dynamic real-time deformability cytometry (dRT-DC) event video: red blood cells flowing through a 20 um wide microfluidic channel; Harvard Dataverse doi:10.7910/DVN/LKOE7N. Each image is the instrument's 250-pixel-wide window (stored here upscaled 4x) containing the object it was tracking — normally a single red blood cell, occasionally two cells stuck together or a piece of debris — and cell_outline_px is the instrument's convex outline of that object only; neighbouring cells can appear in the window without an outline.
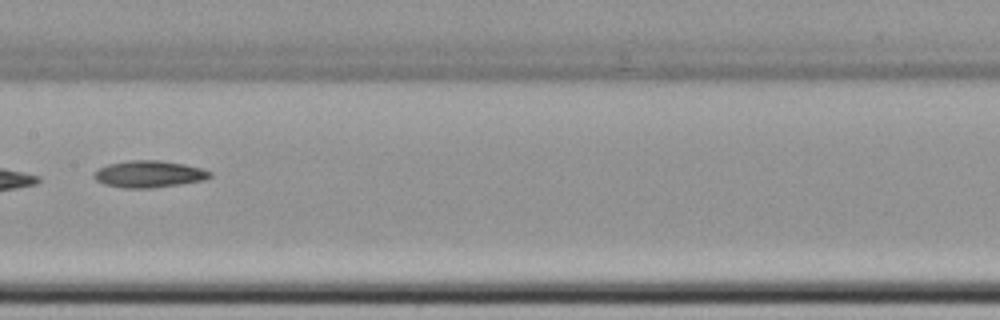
{"species": "common noctule bat (a hibernating species)", "species_latin": "Nyctalus noctula", "temperature_condition": "cold", "stored_images_in_passage": 9, "camera_frame_rate_fps": 3000, "um_per_image_px": 0.085, "animal": {"sex": "female", "body_mass_g": 22.7, "forearm_length_mm": 54.2}, "frame": {"image": 1, "passage_image": 8, "time_ms": 8.667, "image_size_px": [1000, 320], "cell_outline_px": [[212, 176], [204, 180], [180, 184], [152, 188], [124, 188], [104, 184], [96, 180], [92, 176], [100, 168], [108, 164], [128, 160], [160, 160], [184, 164], [200, 168], [212, 172]], "centroid_in_image_um": [12.67, 14.79], "position_along_channel_um": 194.7, "area_um2": 18.09}}